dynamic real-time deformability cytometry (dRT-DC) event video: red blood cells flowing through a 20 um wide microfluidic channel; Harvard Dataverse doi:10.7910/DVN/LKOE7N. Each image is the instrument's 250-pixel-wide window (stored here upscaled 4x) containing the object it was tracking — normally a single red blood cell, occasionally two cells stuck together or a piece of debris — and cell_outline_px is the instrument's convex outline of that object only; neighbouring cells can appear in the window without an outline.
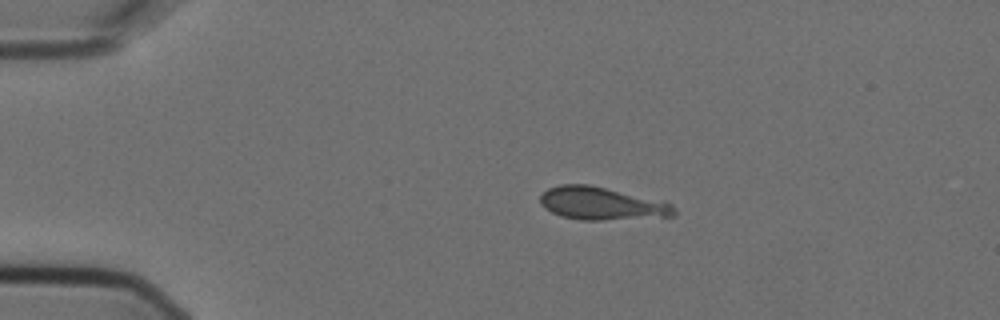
{"species": "Egyptian fruit bat (a non-hibernating species)", "species_latin": "Rousettus aegyptiacus", "temperature_condition": "cold", "stored_images_in_passage": 7, "camera_frame_rate_fps": 3000, "um_per_image_px": 0.085, "animal": {"sex": "female"}, "frame": {"image": 1, "passage_image": 3, "time_ms": 0.667, "image_size_px": [1000, 320], "cell_outline_px": [[676, 216], [600, 220], [580, 220], [560, 216], [552, 212], [540, 204], [540, 196], [548, 188], [560, 184], [588, 184], [664, 200], [672, 204], [676, 212]], "centroid_in_image_um": [51.17, 17.29], "position_along_channel_um": 33.8, "area_um2": 25.84}}
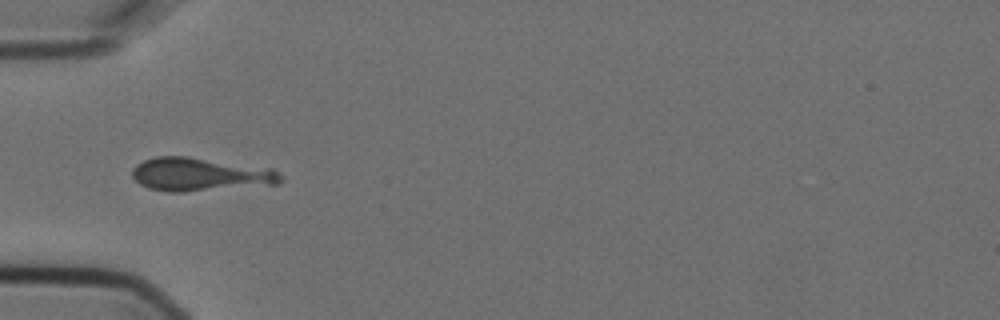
{"frame": {"image": 2, "passage_image": 5, "time_ms": 1.333, "image_size_px": [1000, 320], "cell_outline_px": [[284, 180], [280, 184], [184, 192], [168, 192], [148, 188], [140, 184], [132, 176], [132, 168], [136, 164], [144, 160], [156, 156], [188, 156], [272, 168]], "centroid_in_image_um": [17.01, 14.82], "position_along_channel_um": 68.0, "area_um2": 29.13}}